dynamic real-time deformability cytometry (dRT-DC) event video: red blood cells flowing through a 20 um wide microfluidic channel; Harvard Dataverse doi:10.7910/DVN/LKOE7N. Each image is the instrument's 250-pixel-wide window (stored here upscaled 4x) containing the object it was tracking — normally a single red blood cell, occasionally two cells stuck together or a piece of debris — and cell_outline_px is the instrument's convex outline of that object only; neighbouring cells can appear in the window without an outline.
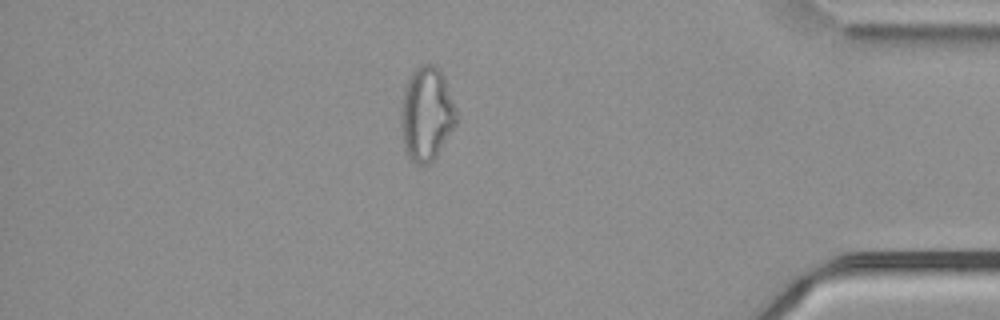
{"species": "common noctule bat (a hibernating species)", "species_latin": "Nyctalus noctula", "temperature_condition": "cold", "stored_images_in_passage": 47, "camera_frame_rate_fps": 3000, "um_per_image_px": 0.085, "animal": {"sex": "male", "body_mass_g": 21.5, "forearm_length_mm": 52.0}, "frame": {"image": 1, "passage_image": 40, "time_ms": 13.0, "image_size_px": [1000, 320], "cell_outline_px": [[456, 124], [436, 156], [428, 164], [416, 164], [404, 152], [400, 124], [400, 112], [404, 88], [412, 72], [420, 64], [432, 64], [444, 76], [456, 108]], "centroid_in_image_um": [36.23, 9.7], "position_along_channel_um": 399.0, "area_um2": 30.35}, "authors_computed_cell_mechanics": {"area_um2": 29.0734, "velocity_mm_per_s": 3.7469, "shape_relaxation_time_tau1_ms": null, "shape_relaxation_time_tau2_ms": 2.4256, "deformation_change_tau1": null, "deformation_change_tau2": 0.1056}}